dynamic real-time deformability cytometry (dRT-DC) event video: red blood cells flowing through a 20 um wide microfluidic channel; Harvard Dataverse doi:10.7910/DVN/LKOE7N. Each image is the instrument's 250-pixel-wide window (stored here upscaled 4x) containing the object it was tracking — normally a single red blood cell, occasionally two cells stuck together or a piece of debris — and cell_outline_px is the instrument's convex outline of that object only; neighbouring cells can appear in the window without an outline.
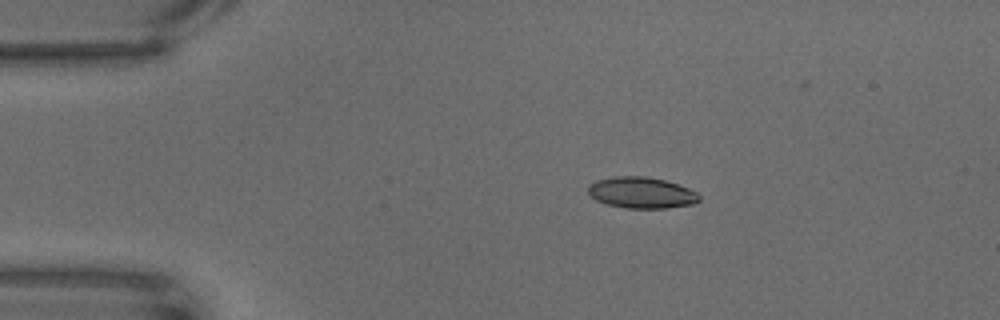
{"species": "common noctule bat (a hibernating species)", "species_latin": "Nyctalus noctula", "temperature_condition": "warm", "stored_images_in_passage": 54, "camera_frame_rate_fps": 3000, "um_per_image_px": 0.085, "animal": {"sex": "male", "body_mass_g": 18.8}, "frame": {"image": 1, "passage_image": 1, "time_ms": 0.0, "image_size_px": [1000, 320], "cell_outline_px": [[700, 200], [692, 204], [664, 208], [628, 208], [608, 204], [596, 200], [588, 192], [588, 184], [596, 180], [616, 176], [644, 176], [664, 180], [688, 188], [696, 192], [700, 196]], "centroid_in_image_um": [54.51, 16.37], "position_along_channel_um": 30.5, "area_um2": 20.0}}
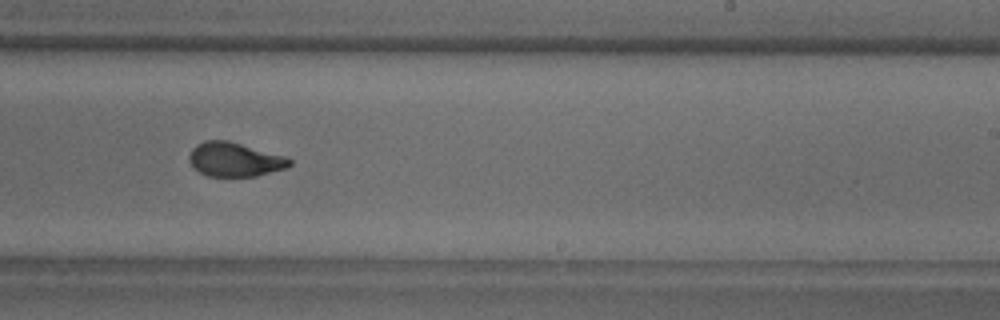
{"frame": {"image": 2, "passage_image": 29, "time_ms": 9.333, "image_size_px": [1000, 320], "cell_outline_px": [[292, 164], [288, 168], [256, 176], [208, 176], [200, 172], [188, 160], [188, 156], [192, 148], [196, 144], [204, 140], [228, 140], [284, 156], [292, 160]], "centroid_in_image_um": [19.95, 13.55], "position_along_channel_um": 269.1, "area_um2": 19.94}}
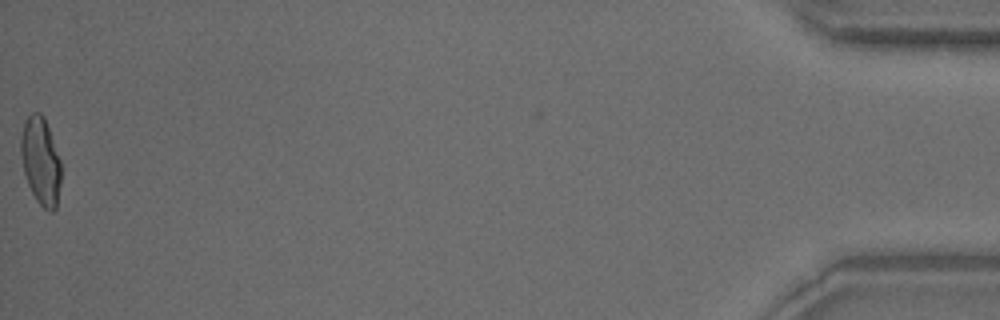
{"frame": {"image": 3, "passage_image": 54, "time_ms": 17.667, "image_size_px": [1000, 320], "cell_outline_px": [[60, 184], [56, 208], [52, 212], [48, 212], [36, 200], [28, 184], [24, 172], [20, 152], [20, 140], [24, 120], [32, 112], [40, 112], [44, 116], [60, 160]], "centroid_in_image_um": [3.44, 13.68], "position_along_channel_um": 431.8, "area_um2": 20.46}}